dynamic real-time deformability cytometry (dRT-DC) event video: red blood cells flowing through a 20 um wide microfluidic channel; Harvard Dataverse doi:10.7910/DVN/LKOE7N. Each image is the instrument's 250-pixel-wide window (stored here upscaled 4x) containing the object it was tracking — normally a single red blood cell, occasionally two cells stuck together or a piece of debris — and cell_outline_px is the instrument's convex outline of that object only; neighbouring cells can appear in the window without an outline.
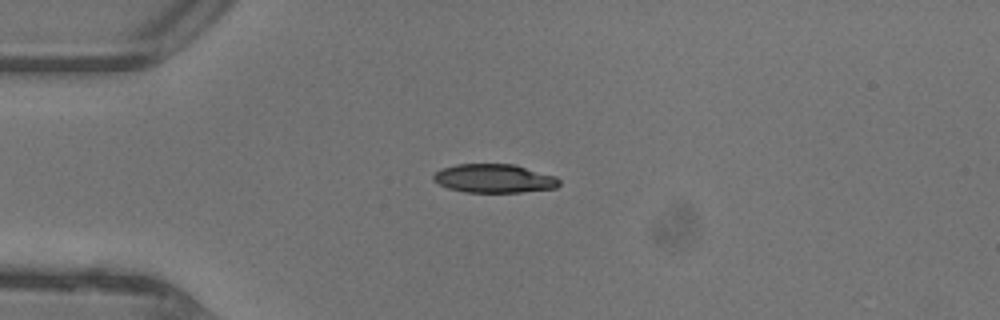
{"species": "common noctule bat (a hibernating species)", "species_latin": "Nyctalus noctula", "temperature_condition": "warm", "stored_images_in_passage": 35, "camera_frame_rate_fps": 3000, "um_per_image_px": 0.085, "animal": {"sex": "female"}, "frame": {"image": 1, "passage_image": 1, "time_ms": 0.0, "image_size_px": [1000, 320], "cell_outline_px": [[560, 184], [556, 188], [520, 192], [464, 192], [448, 188], [432, 180], [432, 176], [440, 168], [456, 164], [516, 164], [556, 176], [560, 180]], "centroid_in_image_um": [42.0, 15.16], "position_along_channel_um": 43.0, "area_um2": 21.21}}
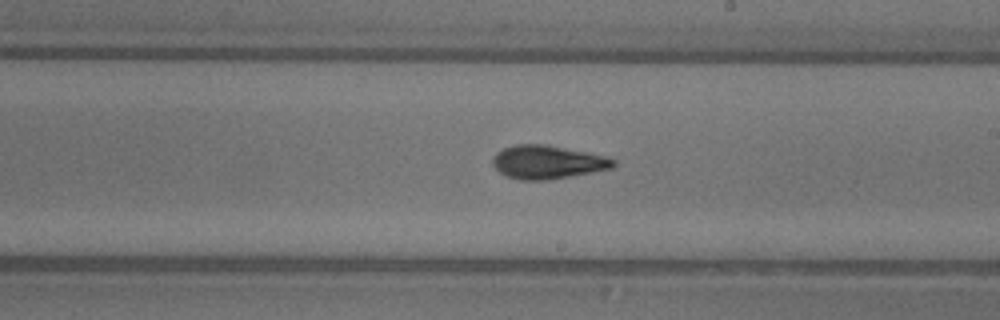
{"frame": {"image": 2, "passage_image": 16, "time_ms": 5.0, "image_size_px": [1000, 320], "cell_outline_px": [[616, 164], [612, 168], [548, 180], [520, 180], [508, 176], [500, 172], [492, 164], [492, 160], [496, 152], [504, 148], [516, 144], [548, 144], [608, 156], [616, 160]], "centroid_in_image_um": [46.55, 13.76], "position_along_channel_um": 242.4, "area_um2": 23.58}}
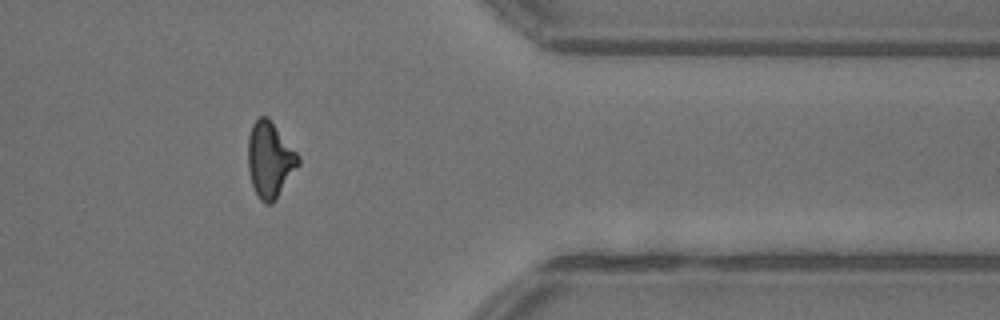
{"frame": {"image": 3, "passage_image": 27, "time_ms": 8.667, "image_size_px": [1000, 320], "cell_outline_px": [[300, 164], [276, 200], [272, 204], [264, 204], [260, 200], [252, 184], [248, 172], [248, 136], [252, 124], [260, 116], [268, 116], [300, 156]], "centroid_in_image_um": [22.95, 13.58], "position_along_channel_um": 388.5, "area_um2": 22.43}, "authors_computed_cell_mechanics": {"area_um2": 22.3108, "velocity_mm_per_s": 4.4833, "shape_relaxation_time_tau1_ms": 6.4989, "shape_relaxation_time_tau2_ms": 2.2266, "deformation_change_tau1": 0.2064, "deformation_change_tau2": 0.0991}}